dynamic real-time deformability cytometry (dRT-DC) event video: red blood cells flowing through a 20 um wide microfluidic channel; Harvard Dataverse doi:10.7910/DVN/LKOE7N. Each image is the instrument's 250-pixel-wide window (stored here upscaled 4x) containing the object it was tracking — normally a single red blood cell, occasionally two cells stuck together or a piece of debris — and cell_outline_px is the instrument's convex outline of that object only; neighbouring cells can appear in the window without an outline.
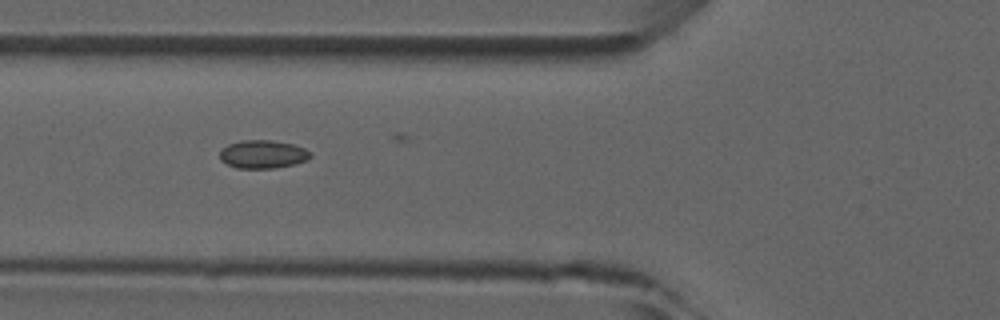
{"species": "common noctule bat (a hibernating species)", "species_latin": "Nyctalus noctula", "temperature_condition": "room temperature", "stored_images_in_passage": 7, "camera_frame_rate_fps": 3000, "um_per_image_px": 0.085, "animal": {"sex": "male", "forearm_length_mm": 52.5}, "frame": {"image": 1, "passage_image": 5, "time_ms": 5.333, "image_size_px": [1000, 320], "cell_outline_px": [[312, 156], [308, 160], [276, 168], [236, 168], [220, 160], [220, 152], [228, 144], [240, 140], [272, 140], [292, 144], [304, 148], [312, 152]], "centroid_in_image_um": [22.36, 13.11], "position_along_channel_um": 103.4, "area_um2": 14.91}}
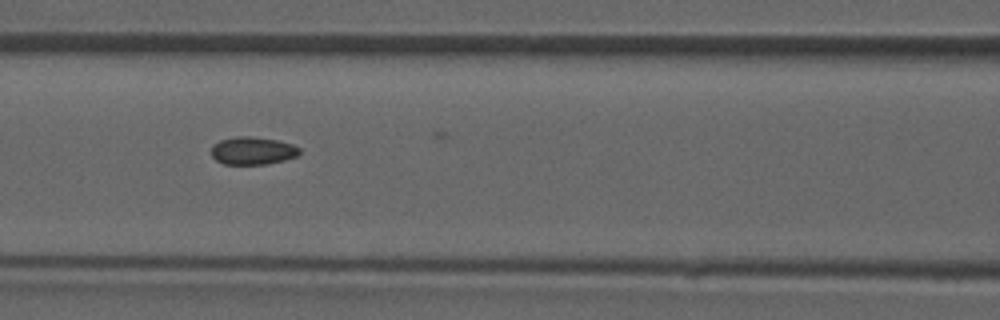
{"frame": {"image": 2, "passage_image": 6, "time_ms": 6.333, "image_size_px": [1000, 320], "cell_outline_px": [[300, 152], [296, 156], [284, 160], [264, 164], [224, 164], [216, 160], [212, 156], [212, 144], [220, 140], [236, 136], [248, 136], [276, 140], [292, 144], [300, 148]], "centroid_in_image_um": [21.45, 12.81], "position_along_channel_um": 145.1, "area_um2": 14.16}}